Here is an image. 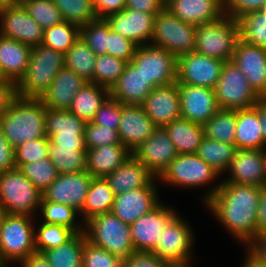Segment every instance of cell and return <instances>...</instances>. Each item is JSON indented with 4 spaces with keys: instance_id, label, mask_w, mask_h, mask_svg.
<instances>
[{
    "instance_id": "obj_1",
    "label": "cell",
    "mask_w": 266,
    "mask_h": 267,
    "mask_svg": "<svg viewBox=\"0 0 266 267\" xmlns=\"http://www.w3.org/2000/svg\"><path fill=\"white\" fill-rule=\"evenodd\" d=\"M261 189L255 185L221 183L204 206L234 239L247 246L256 237Z\"/></svg>"
},
{
    "instance_id": "obj_2",
    "label": "cell",
    "mask_w": 266,
    "mask_h": 267,
    "mask_svg": "<svg viewBox=\"0 0 266 267\" xmlns=\"http://www.w3.org/2000/svg\"><path fill=\"white\" fill-rule=\"evenodd\" d=\"M46 107L40 98L17 96L10 108L0 116V127L9 144L15 149L32 139L47 137Z\"/></svg>"
},
{
    "instance_id": "obj_3",
    "label": "cell",
    "mask_w": 266,
    "mask_h": 267,
    "mask_svg": "<svg viewBox=\"0 0 266 267\" xmlns=\"http://www.w3.org/2000/svg\"><path fill=\"white\" fill-rule=\"evenodd\" d=\"M219 177L222 176L214 168L206 164L197 154H178L158 177V180L160 183L163 182V185L166 183L165 185L168 186L188 189L207 187L209 185V189L205 191L204 197L202 196L201 198L203 204H205L216 194L221 186L222 179L217 182ZM215 182L217 183L215 184Z\"/></svg>"
},
{
    "instance_id": "obj_4",
    "label": "cell",
    "mask_w": 266,
    "mask_h": 267,
    "mask_svg": "<svg viewBox=\"0 0 266 267\" xmlns=\"http://www.w3.org/2000/svg\"><path fill=\"white\" fill-rule=\"evenodd\" d=\"M34 217L5 213L0 225V266L19 265L35 248Z\"/></svg>"
},
{
    "instance_id": "obj_5",
    "label": "cell",
    "mask_w": 266,
    "mask_h": 267,
    "mask_svg": "<svg viewBox=\"0 0 266 267\" xmlns=\"http://www.w3.org/2000/svg\"><path fill=\"white\" fill-rule=\"evenodd\" d=\"M64 67V53L42 44L33 46L26 73L17 84L18 95L40 98Z\"/></svg>"
},
{
    "instance_id": "obj_6",
    "label": "cell",
    "mask_w": 266,
    "mask_h": 267,
    "mask_svg": "<svg viewBox=\"0 0 266 267\" xmlns=\"http://www.w3.org/2000/svg\"><path fill=\"white\" fill-rule=\"evenodd\" d=\"M87 240L101 247L122 261L135 252L131 239V228L112 212L97 215L84 224Z\"/></svg>"
},
{
    "instance_id": "obj_7",
    "label": "cell",
    "mask_w": 266,
    "mask_h": 267,
    "mask_svg": "<svg viewBox=\"0 0 266 267\" xmlns=\"http://www.w3.org/2000/svg\"><path fill=\"white\" fill-rule=\"evenodd\" d=\"M239 39L238 20L225 14L218 20L196 26L194 51L224 62L231 61Z\"/></svg>"
},
{
    "instance_id": "obj_8",
    "label": "cell",
    "mask_w": 266,
    "mask_h": 267,
    "mask_svg": "<svg viewBox=\"0 0 266 267\" xmlns=\"http://www.w3.org/2000/svg\"><path fill=\"white\" fill-rule=\"evenodd\" d=\"M42 197V192L17 168L0 172V205L5 213L36 218Z\"/></svg>"
},
{
    "instance_id": "obj_9",
    "label": "cell",
    "mask_w": 266,
    "mask_h": 267,
    "mask_svg": "<svg viewBox=\"0 0 266 267\" xmlns=\"http://www.w3.org/2000/svg\"><path fill=\"white\" fill-rule=\"evenodd\" d=\"M192 230L193 227L178 212L164 228L160 242L151 253L168 267H192L195 244Z\"/></svg>"
},
{
    "instance_id": "obj_10",
    "label": "cell",
    "mask_w": 266,
    "mask_h": 267,
    "mask_svg": "<svg viewBox=\"0 0 266 267\" xmlns=\"http://www.w3.org/2000/svg\"><path fill=\"white\" fill-rule=\"evenodd\" d=\"M150 44L176 57L193 52L196 48V26L181 21L165 8L156 15Z\"/></svg>"
},
{
    "instance_id": "obj_11",
    "label": "cell",
    "mask_w": 266,
    "mask_h": 267,
    "mask_svg": "<svg viewBox=\"0 0 266 267\" xmlns=\"http://www.w3.org/2000/svg\"><path fill=\"white\" fill-rule=\"evenodd\" d=\"M220 109L241 110L254 107L261 99L234 61H226L214 88Z\"/></svg>"
},
{
    "instance_id": "obj_12",
    "label": "cell",
    "mask_w": 266,
    "mask_h": 267,
    "mask_svg": "<svg viewBox=\"0 0 266 267\" xmlns=\"http://www.w3.org/2000/svg\"><path fill=\"white\" fill-rule=\"evenodd\" d=\"M131 62L153 88L177 82V57L158 46H138Z\"/></svg>"
},
{
    "instance_id": "obj_13",
    "label": "cell",
    "mask_w": 266,
    "mask_h": 267,
    "mask_svg": "<svg viewBox=\"0 0 266 267\" xmlns=\"http://www.w3.org/2000/svg\"><path fill=\"white\" fill-rule=\"evenodd\" d=\"M224 61L195 51L177 57V83L214 89Z\"/></svg>"
},
{
    "instance_id": "obj_14",
    "label": "cell",
    "mask_w": 266,
    "mask_h": 267,
    "mask_svg": "<svg viewBox=\"0 0 266 267\" xmlns=\"http://www.w3.org/2000/svg\"><path fill=\"white\" fill-rule=\"evenodd\" d=\"M178 212L161 202L152 211L142 215L131 225V239L135 252L151 253L160 242L162 232Z\"/></svg>"
},
{
    "instance_id": "obj_15",
    "label": "cell",
    "mask_w": 266,
    "mask_h": 267,
    "mask_svg": "<svg viewBox=\"0 0 266 267\" xmlns=\"http://www.w3.org/2000/svg\"><path fill=\"white\" fill-rule=\"evenodd\" d=\"M158 181V178L155 177L145 187L127 190L115 196L111 212L124 223L131 225L162 202L156 184Z\"/></svg>"
},
{
    "instance_id": "obj_16",
    "label": "cell",
    "mask_w": 266,
    "mask_h": 267,
    "mask_svg": "<svg viewBox=\"0 0 266 267\" xmlns=\"http://www.w3.org/2000/svg\"><path fill=\"white\" fill-rule=\"evenodd\" d=\"M43 33L19 2L0 9V35L33 47L42 44Z\"/></svg>"
},
{
    "instance_id": "obj_17",
    "label": "cell",
    "mask_w": 266,
    "mask_h": 267,
    "mask_svg": "<svg viewBox=\"0 0 266 267\" xmlns=\"http://www.w3.org/2000/svg\"><path fill=\"white\" fill-rule=\"evenodd\" d=\"M225 173L229 174L221 178L223 179L221 183L264 187L266 183V149L237 150Z\"/></svg>"
},
{
    "instance_id": "obj_18",
    "label": "cell",
    "mask_w": 266,
    "mask_h": 267,
    "mask_svg": "<svg viewBox=\"0 0 266 267\" xmlns=\"http://www.w3.org/2000/svg\"><path fill=\"white\" fill-rule=\"evenodd\" d=\"M92 176L87 171L59 174L42 193L47 201L73 207L79 213L85 203Z\"/></svg>"
},
{
    "instance_id": "obj_19",
    "label": "cell",
    "mask_w": 266,
    "mask_h": 267,
    "mask_svg": "<svg viewBox=\"0 0 266 267\" xmlns=\"http://www.w3.org/2000/svg\"><path fill=\"white\" fill-rule=\"evenodd\" d=\"M181 118L204 125L219 110L214 89L178 84Z\"/></svg>"
},
{
    "instance_id": "obj_20",
    "label": "cell",
    "mask_w": 266,
    "mask_h": 267,
    "mask_svg": "<svg viewBox=\"0 0 266 267\" xmlns=\"http://www.w3.org/2000/svg\"><path fill=\"white\" fill-rule=\"evenodd\" d=\"M133 155L158 178L178 154L165 128L157 127Z\"/></svg>"
},
{
    "instance_id": "obj_21",
    "label": "cell",
    "mask_w": 266,
    "mask_h": 267,
    "mask_svg": "<svg viewBox=\"0 0 266 267\" xmlns=\"http://www.w3.org/2000/svg\"><path fill=\"white\" fill-rule=\"evenodd\" d=\"M142 105L122 104V115L118 128L119 140L130 152L145 142L156 129Z\"/></svg>"
},
{
    "instance_id": "obj_22",
    "label": "cell",
    "mask_w": 266,
    "mask_h": 267,
    "mask_svg": "<svg viewBox=\"0 0 266 267\" xmlns=\"http://www.w3.org/2000/svg\"><path fill=\"white\" fill-rule=\"evenodd\" d=\"M155 18L156 15L125 8L121 12L109 14L105 20L111 29L142 46L151 43Z\"/></svg>"
},
{
    "instance_id": "obj_23",
    "label": "cell",
    "mask_w": 266,
    "mask_h": 267,
    "mask_svg": "<svg viewBox=\"0 0 266 267\" xmlns=\"http://www.w3.org/2000/svg\"><path fill=\"white\" fill-rule=\"evenodd\" d=\"M156 127H165L181 118L178 83L155 87L142 104Z\"/></svg>"
},
{
    "instance_id": "obj_24",
    "label": "cell",
    "mask_w": 266,
    "mask_h": 267,
    "mask_svg": "<svg viewBox=\"0 0 266 267\" xmlns=\"http://www.w3.org/2000/svg\"><path fill=\"white\" fill-rule=\"evenodd\" d=\"M232 61L245 74L255 93L261 99L266 96V49L239 39Z\"/></svg>"
},
{
    "instance_id": "obj_25",
    "label": "cell",
    "mask_w": 266,
    "mask_h": 267,
    "mask_svg": "<svg viewBox=\"0 0 266 267\" xmlns=\"http://www.w3.org/2000/svg\"><path fill=\"white\" fill-rule=\"evenodd\" d=\"M85 83L87 81L77 73L64 67L58 72L50 87L40 97V100L46 108L69 110L73 99Z\"/></svg>"
},
{
    "instance_id": "obj_26",
    "label": "cell",
    "mask_w": 266,
    "mask_h": 267,
    "mask_svg": "<svg viewBox=\"0 0 266 267\" xmlns=\"http://www.w3.org/2000/svg\"><path fill=\"white\" fill-rule=\"evenodd\" d=\"M166 8L181 21L195 26L225 15L222 0H166Z\"/></svg>"
},
{
    "instance_id": "obj_27",
    "label": "cell",
    "mask_w": 266,
    "mask_h": 267,
    "mask_svg": "<svg viewBox=\"0 0 266 267\" xmlns=\"http://www.w3.org/2000/svg\"><path fill=\"white\" fill-rule=\"evenodd\" d=\"M153 89L140 69L132 62H128L109 93L122 104L142 105Z\"/></svg>"
},
{
    "instance_id": "obj_28",
    "label": "cell",
    "mask_w": 266,
    "mask_h": 267,
    "mask_svg": "<svg viewBox=\"0 0 266 267\" xmlns=\"http://www.w3.org/2000/svg\"><path fill=\"white\" fill-rule=\"evenodd\" d=\"M31 46L0 35V71L3 78L18 84L26 73Z\"/></svg>"
},
{
    "instance_id": "obj_29",
    "label": "cell",
    "mask_w": 266,
    "mask_h": 267,
    "mask_svg": "<svg viewBox=\"0 0 266 267\" xmlns=\"http://www.w3.org/2000/svg\"><path fill=\"white\" fill-rule=\"evenodd\" d=\"M155 176L131 154L115 171L105 177L115 196L147 186Z\"/></svg>"
},
{
    "instance_id": "obj_30",
    "label": "cell",
    "mask_w": 266,
    "mask_h": 267,
    "mask_svg": "<svg viewBox=\"0 0 266 267\" xmlns=\"http://www.w3.org/2000/svg\"><path fill=\"white\" fill-rule=\"evenodd\" d=\"M131 154L132 152L122 144L88 149L86 171L93 178H105L115 171Z\"/></svg>"
},
{
    "instance_id": "obj_31",
    "label": "cell",
    "mask_w": 266,
    "mask_h": 267,
    "mask_svg": "<svg viewBox=\"0 0 266 267\" xmlns=\"http://www.w3.org/2000/svg\"><path fill=\"white\" fill-rule=\"evenodd\" d=\"M260 125L258 111L254 107L236 110L234 145L237 150L266 149Z\"/></svg>"
},
{
    "instance_id": "obj_32",
    "label": "cell",
    "mask_w": 266,
    "mask_h": 267,
    "mask_svg": "<svg viewBox=\"0 0 266 267\" xmlns=\"http://www.w3.org/2000/svg\"><path fill=\"white\" fill-rule=\"evenodd\" d=\"M164 128L177 154H196L205 136L203 125L184 118L176 119Z\"/></svg>"
},
{
    "instance_id": "obj_33",
    "label": "cell",
    "mask_w": 266,
    "mask_h": 267,
    "mask_svg": "<svg viewBox=\"0 0 266 267\" xmlns=\"http://www.w3.org/2000/svg\"><path fill=\"white\" fill-rule=\"evenodd\" d=\"M115 194L105 178H92L85 203L79 216L85 224L91 218L112 210Z\"/></svg>"
},
{
    "instance_id": "obj_34",
    "label": "cell",
    "mask_w": 266,
    "mask_h": 267,
    "mask_svg": "<svg viewBox=\"0 0 266 267\" xmlns=\"http://www.w3.org/2000/svg\"><path fill=\"white\" fill-rule=\"evenodd\" d=\"M109 95L108 88L87 82L76 94L69 111L85 122H91Z\"/></svg>"
},
{
    "instance_id": "obj_35",
    "label": "cell",
    "mask_w": 266,
    "mask_h": 267,
    "mask_svg": "<svg viewBox=\"0 0 266 267\" xmlns=\"http://www.w3.org/2000/svg\"><path fill=\"white\" fill-rule=\"evenodd\" d=\"M86 243L85 232L76 233L69 241L44 251L51 267H82Z\"/></svg>"
},
{
    "instance_id": "obj_36",
    "label": "cell",
    "mask_w": 266,
    "mask_h": 267,
    "mask_svg": "<svg viewBox=\"0 0 266 267\" xmlns=\"http://www.w3.org/2000/svg\"><path fill=\"white\" fill-rule=\"evenodd\" d=\"M49 158L59 174L78 173L87 170L86 147H67L49 140Z\"/></svg>"
},
{
    "instance_id": "obj_37",
    "label": "cell",
    "mask_w": 266,
    "mask_h": 267,
    "mask_svg": "<svg viewBox=\"0 0 266 267\" xmlns=\"http://www.w3.org/2000/svg\"><path fill=\"white\" fill-rule=\"evenodd\" d=\"M236 151L237 148L234 144L212 140L204 136L196 154L222 176L225 175Z\"/></svg>"
},
{
    "instance_id": "obj_38",
    "label": "cell",
    "mask_w": 266,
    "mask_h": 267,
    "mask_svg": "<svg viewBox=\"0 0 266 267\" xmlns=\"http://www.w3.org/2000/svg\"><path fill=\"white\" fill-rule=\"evenodd\" d=\"M38 213L41 215L39 217H42L41 219L38 217V219L43 223L63 225L75 233L84 232V223L80 219L79 212L73 207L47 201L42 197Z\"/></svg>"
},
{
    "instance_id": "obj_39",
    "label": "cell",
    "mask_w": 266,
    "mask_h": 267,
    "mask_svg": "<svg viewBox=\"0 0 266 267\" xmlns=\"http://www.w3.org/2000/svg\"><path fill=\"white\" fill-rule=\"evenodd\" d=\"M97 55L81 37L64 54L65 67L73 70L87 82L94 83V69Z\"/></svg>"
},
{
    "instance_id": "obj_40",
    "label": "cell",
    "mask_w": 266,
    "mask_h": 267,
    "mask_svg": "<svg viewBox=\"0 0 266 267\" xmlns=\"http://www.w3.org/2000/svg\"><path fill=\"white\" fill-rule=\"evenodd\" d=\"M85 124L69 110L46 108L45 130L48 138L53 134H84Z\"/></svg>"
},
{
    "instance_id": "obj_41",
    "label": "cell",
    "mask_w": 266,
    "mask_h": 267,
    "mask_svg": "<svg viewBox=\"0 0 266 267\" xmlns=\"http://www.w3.org/2000/svg\"><path fill=\"white\" fill-rule=\"evenodd\" d=\"M203 127L206 137L212 140L234 144L236 110L220 109Z\"/></svg>"
},
{
    "instance_id": "obj_42",
    "label": "cell",
    "mask_w": 266,
    "mask_h": 267,
    "mask_svg": "<svg viewBox=\"0 0 266 267\" xmlns=\"http://www.w3.org/2000/svg\"><path fill=\"white\" fill-rule=\"evenodd\" d=\"M80 37V26L63 21L44 29L42 45L66 53Z\"/></svg>"
},
{
    "instance_id": "obj_43",
    "label": "cell",
    "mask_w": 266,
    "mask_h": 267,
    "mask_svg": "<svg viewBox=\"0 0 266 267\" xmlns=\"http://www.w3.org/2000/svg\"><path fill=\"white\" fill-rule=\"evenodd\" d=\"M76 233L63 225L35 223V248L37 252H44L48 249L58 247L69 241Z\"/></svg>"
},
{
    "instance_id": "obj_44",
    "label": "cell",
    "mask_w": 266,
    "mask_h": 267,
    "mask_svg": "<svg viewBox=\"0 0 266 267\" xmlns=\"http://www.w3.org/2000/svg\"><path fill=\"white\" fill-rule=\"evenodd\" d=\"M64 21L83 26L96 20L93 0H53Z\"/></svg>"
},
{
    "instance_id": "obj_45",
    "label": "cell",
    "mask_w": 266,
    "mask_h": 267,
    "mask_svg": "<svg viewBox=\"0 0 266 267\" xmlns=\"http://www.w3.org/2000/svg\"><path fill=\"white\" fill-rule=\"evenodd\" d=\"M15 166L42 193L59 175L50 158L37 162L15 164Z\"/></svg>"
},
{
    "instance_id": "obj_46",
    "label": "cell",
    "mask_w": 266,
    "mask_h": 267,
    "mask_svg": "<svg viewBox=\"0 0 266 267\" xmlns=\"http://www.w3.org/2000/svg\"><path fill=\"white\" fill-rule=\"evenodd\" d=\"M240 39L244 42L266 49V15L254 11L238 19Z\"/></svg>"
},
{
    "instance_id": "obj_47",
    "label": "cell",
    "mask_w": 266,
    "mask_h": 267,
    "mask_svg": "<svg viewBox=\"0 0 266 267\" xmlns=\"http://www.w3.org/2000/svg\"><path fill=\"white\" fill-rule=\"evenodd\" d=\"M127 62L112 55H97L94 69V83L109 90L118 81Z\"/></svg>"
},
{
    "instance_id": "obj_48",
    "label": "cell",
    "mask_w": 266,
    "mask_h": 267,
    "mask_svg": "<svg viewBox=\"0 0 266 267\" xmlns=\"http://www.w3.org/2000/svg\"><path fill=\"white\" fill-rule=\"evenodd\" d=\"M18 2L43 29L64 21L53 0H18Z\"/></svg>"
},
{
    "instance_id": "obj_49",
    "label": "cell",
    "mask_w": 266,
    "mask_h": 267,
    "mask_svg": "<svg viewBox=\"0 0 266 267\" xmlns=\"http://www.w3.org/2000/svg\"><path fill=\"white\" fill-rule=\"evenodd\" d=\"M109 23L97 18L80 27V37L95 55L107 54Z\"/></svg>"
},
{
    "instance_id": "obj_50",
    "label": "cell",
    "mask_w": 266,
    "mask_h": 267,
    "mask_svg": "<svg viewBox=\"0 0 266 267\" xmlns=\"http://www.w3.org/2000/svg\"><path fill=\"white\" fill-rule=\"evenodd\" d=\"M15 164L37 162L49 158V138L40 137L20 144L14 149Z\"/></svg>"
},
{
    "instance_id": "obj_51",
    "label": "cell",
    "mask_w": 266,
    "mask_h": 267,
    "mask_svg": "<svg viewBox=\"0 0 266 267\" xmlns=\"http://www.w3.org/2000/svg\"><path fill=\"white\" fill-rule=\"evenodd\" d=\"M82 267H123V261L109 251L92 244L86 237Z\"/></svg>"
},
{
    "instance_id": "obj_52",
    "label": "cell",
    "mask_w": 266,
    "mask_h": 267,
    "mask_svg": "<svg viewBox=\"0 0 266 267\" xmlns=\"http://www.w3.org/2000/svg\"><path fill=\"white\" fill-rule=\"evenodd\" d=\"M84 138L86 150L105 145L122 144L119 140L117 130L92 122H86Z\"/></svg>"
},
{
    "instance_id": "obj_53",
    "label": "cell",
    "mask_w": 266,
    "mask_h": 267,
    "mask_svg": "<svg viewBox=\"0 0 266 267\" xmlns=\"http://www.w3.org/2000/svg\"><path fill=\"white\" fill-rule=\"evenodd\" d=\"M121 115L122 103L109 95L91 122L118 131Z\"/></svg>"
},
{
    "instance_id": "obj_54",
    "label": "cell",
    "mask_w": 266,
    "mask_h": 267,
    "mask_svg": "<svg viewBox=\"0 0 266 267\" xmlns=\"http://www.w3.org/2000/svg\"><path fill=\"white\" fill-rule=\"evenodd\" d=\"M137 48V44L111 29L109 25L107 48L108 55H112L128 63L131 62L132 58L136 53Z\"/></svg>"
},
{
    "instance_id": "obj_55",
    "label": "cell",
    "mask_w": 266,
    "mask_h": 267,
    "mask_svg": "<svg viewBox=\"0 0 266 267\" xmlns=\"http://www.w3.org/2000/svg\"><path fill=\"white\" fill-rule=\"evenodd\" d=\"M265 0H222L226 15L238 20L250 12L259 11Z\"/></svg>"
},
{
    "instance_id": "obj_56",
    "label": "cell",
    "mask_w": 266,
    "mask_h": 267,
    "mask_svg": "<svg viewBox=\"0 0 266 267\" xmlns=\"http://www.w3.org/2000/svg\"><path fill=\"white\" fill-rule=\"evenodd\" d=\"M123 267H168L157 255L149 252H136L123 261Z\"/></svg>"
},
{
    "instance_id": "obj_57",
    "label": "cell",
    "mask_w": 266,
    "mask_h": 267,
    "mask_svg": "<svg viewBox=\"0 0 266 267\" xmlns=\"http://www.w3.org/2000/svg\"><path fill=\"white\" fill-rule=\"evenodd\" d=\"M125 8L157 15L166 8V0H126Z\"/></svg>"
},
{
    "instance_id": "obj_58",
    "label": "cell",
    "mask_w": 266,
    "mask_h": 267,
    "mask_svg": "<svg viewBox=\"0 0 266 267\" xmlns=\"http://www.w3.org/2000/svg\"><path fill=\"white\" fill-rule=\"evenodd\" d=\"M17 96V84L6 79L0 80V116L10 108Z\"/></svg>"
},
{
    "instance_id": "obj_59",
    "label": "cell",
    "mask_w": 266,
    "mask_h": 267,
    "mask_svg": "<svg viewBox=\"0 0 266 267\" xmlns=\"http://www.w3.org/2000/svg\"><path fill=\"white\" fill-rule=\"evenodd\" d=\"M14 148L3 135L0 127V172L15 169Z\"/></svg>"
},
{
    "instance_id": "obj_60",
    "label": "cell",
    "mask_w": 266,
    "mask_h": 267,
    "mask_svg": "<svg viewBox=\"0 0 266 267\" xmlns=\"http://www.w3.org/2000/svg\"><path fill=\"white\" fill-rule=\"evenodd\" d=\"M97 18H106L109 14L125 9L126 0H93Z\"/></svg>"
},
{
    "instance_id": "obj_61",
    "label": "cell",
    "mask_w": 266,
    "mask_h": 267,
    "mask_svg": "<svg viewBox=\"0 0 266 267\" xmlns=\"http://www.w3.org/2000/svg\"><path fill=\"white\" fill-rule=\"evenodd\" d=\"M49 140L60 146L85 147L84 134H53Z\"/></svg>"
},
{
    "instance_id": "obj_62",
    "label": "cell",
    "mask_w": 266,
    "mask_h": 267,
    "mask_svg": "<svg viewBox=\"0 0 266 267\" xmlns=\"http://www.w3.org/2000/svg\"><path fill=\"white\" fill-rule=\"evenodd\" d=\"M256 237L266 235V188L262 187L256 215Z\"/></svg>"
},
{
    "instance_id": "obj_63",
    "label": "cell",
    "mask_w": 266,
    "mask_h": 267,
    "mask_svg": "<svg viewBox=\"0 0 266 267\" xmlns=\"http://www.w3.org/2000/svg\"><path fill=\"white\" fill-rule=\"evenodd\" d=\"M51 267L47 257L42 252L35 251L25 258L18 267Z\"/></svg>"
},
{
    "instance_id": "obj_64",
    "label": "cell",
    "mask_w": 266,
    "mask_h": 267,
    "mask_svg": "<svg viewBox=\"0 0 266 267\" xmlns=\"http://www.w3.org/2000/svg\"><path fill=\"white\" fill-rule=\"evenodd\" d=\"M246 247L266 265V235L255 237Z\"/></svg>"
},
{
    "instance_id": "obj_65",
    "label": "cell",
    "mask_w": 266,
    "mask_h": 267,
    "mask_svg": "<svg viewBox=\"0 0 266 267\" xmlns=\"http://www.w3.org/2000/svg\"><path fill=\"white\" fill-rule=\"evenodd\" d=\"M254 108L258 111L259 122L261 123V133L263 140L266 142V102L263 99H260Z\"/></svg>"
},
{
    "instance_id": "obj_66",
    "label": "cell",
    "mask_w": 266,
    "mask_h": 267,
    "mask_svg": "<svg viewBox=\"0 0 266 267\" xmlns=\"http://www.w3.org/2000/svg\"><path fill=\"white\" fill-rule=\"evenodd\" d=\"M245 259L241 267H266V265L256 256L254 253H252L247 247Z\"/></svg>"
},
{
    "instance_id": "obj_67",
    "label": "cell",
    "mask_w": 266,
    "mask_h": 267,
    "mask_svg": "<svg viewBox=\"0 0 266 267\" xmlns=\"http://www.w3.org/2000/svg\"><path fill=\"white\" fill-rule=\"evenodd\" d=\"M18 0H0V9L16 4Z\"/></svg>"
},
{
    "instance_id": "obj_68",
    "label": "cell",
    "mask_w": 266,
    "mask_h": 267,
    "mask_svg": "<svg viewBox=\"0 0 266 267\" xmlns=\"http://www.w3.org/2000/svg\"><path fill=\"white\" fill-rule=\"evenodd\" d=\"M4 215H5L4 208L0 205V225H1V221L4 217Z\"/></svg>"
},
{
    "instance_id": "obj_69",
    "label": "cell",
    "mask_w": 266,
    "mask_h": 267,
    "mask_svg": "<svg viewBox=\"0 0 266 267\" xmlns=\"http://www.w3.org/2000/svg\"><path fill=\"white\" fill-rule=\"evenodd\" d=\"M259 11H261L262 13L266 15V0L263 2Z\"/></svg>"
},
{
    "instance_id": "obj_70",
    "label": "cell",
    "mask_w": 266,
    "mask_h": 267,
    "mask_svg": "<svg viewBox=\"0 0 266 267\" xmlns=\"http://www.w3.org/2000/svg\"><path fill=\"white\" fill-rule=\"evenodd\" d=\"M4 78H3V75H2V73H1V71H0V80H3Z\"/></svg>"
}]
</instances>
